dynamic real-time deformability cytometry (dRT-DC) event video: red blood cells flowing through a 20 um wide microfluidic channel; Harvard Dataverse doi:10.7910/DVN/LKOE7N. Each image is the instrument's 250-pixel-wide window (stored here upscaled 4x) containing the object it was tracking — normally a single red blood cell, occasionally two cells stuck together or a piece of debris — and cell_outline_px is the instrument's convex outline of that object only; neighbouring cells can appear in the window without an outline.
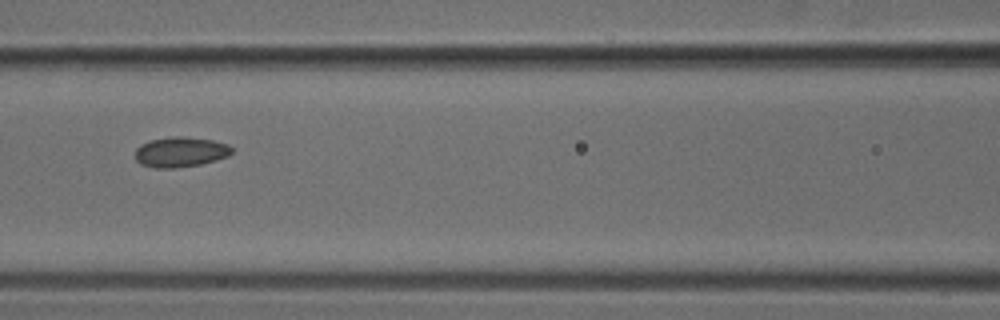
{"species": "common noctule bat (a hibernating species)", "species_latin": "Nyctalus noctula", "temperature_condition": "cold", "stored_images_in_passage": 6, "camera_frame_rate_fps": 3000, "um_per_image_px": 0.085, "animal": {"sex": "male", "body_mass_g": 18.8}, "frame": {"image": 1, "passage_image": 6, "time_ms": 1.667, "image_size_px": [1000, 320], "cell_outline_px": [[232, 152], [228, 156], [216, 160], [200, 164], [176, 168], [152, 168], [140, 164], [136, 160], [136, 148], [140, 144], [152, 140], [172, 136], [180, 136], [212, 140], [228, 144], [232, 148]], "centroid_in_image_um": [15.32, 12.93], "position_along_channel_um": 151.3, "area_um2": 16.99}}